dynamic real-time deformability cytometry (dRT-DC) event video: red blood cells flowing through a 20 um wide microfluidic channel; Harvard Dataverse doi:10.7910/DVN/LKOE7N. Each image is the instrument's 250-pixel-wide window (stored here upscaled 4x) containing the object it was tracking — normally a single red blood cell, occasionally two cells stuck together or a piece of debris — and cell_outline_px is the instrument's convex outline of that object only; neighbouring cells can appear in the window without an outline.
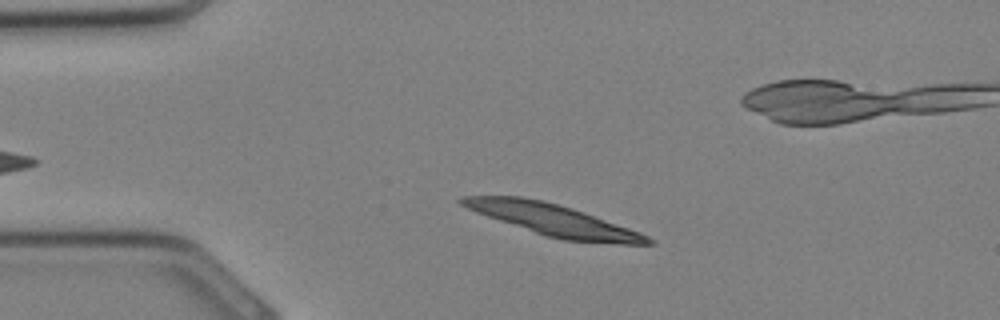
{"species": "Egyptian fruit bat (a non-hibernating species)", "species_latin": "Rousettus aegyptiacus", "temperature_condition": "cold", "stored_images_in_passage": 5, "camera_frame_rate_fps": 3000, "um_per_image_px": 0.085, "animal": {"sex": "female"}, "frame": {"image": 1, "passage_image": 2, "time_ms": 0.333, "image_size_px": [1000, 320], "cell_outline_px": [[656, 244], [620, 244], [564, 240], [544, 236], [476, 212], [460, 204], [456, 200], [460, 196], [520, 196], [544, 200], [572, 208], [584, 212], [640, 232], [648, 236]], "centroid_in_image_um": [47.01, 18.69], "position_along_channel_um": 38.0, "area_um2": 33.99}}